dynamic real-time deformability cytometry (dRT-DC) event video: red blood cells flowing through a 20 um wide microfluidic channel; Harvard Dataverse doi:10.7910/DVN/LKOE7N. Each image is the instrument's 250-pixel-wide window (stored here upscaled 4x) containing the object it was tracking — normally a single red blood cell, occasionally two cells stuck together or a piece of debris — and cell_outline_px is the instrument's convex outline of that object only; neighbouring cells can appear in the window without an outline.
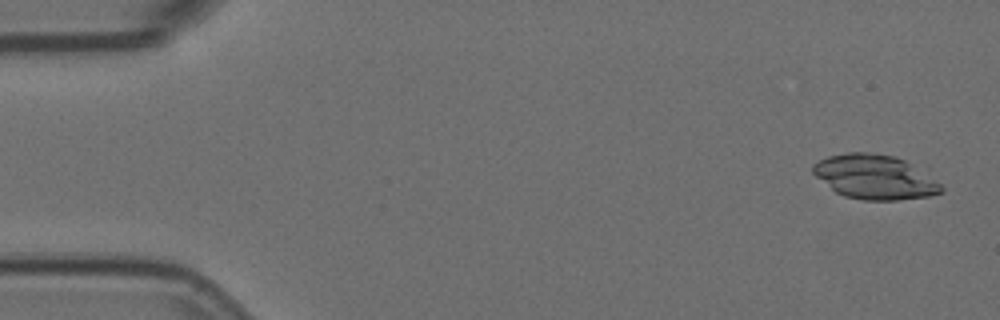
{"species": "Egyptian fruit bat (a non-hibernating species)", "species_latin": "Rousettus aegyptiacus", "temperature_condition": "room temperature", "stored_images_in_passage": 5, "camera_frame_rate_fps": 3000, "um_per_image_px": 0.085, "animal": {"sex": "female"}, "frame": {"image": 1, "passage_image": 1, "time_ms": 0.0, "image_size_px": [1000, 320], "cell_outline_px": [[944, 192], [928, 196], [896, 200], [864, 200], [844, 196], [836, 192], [816, 176], [812, 172], [812, 164], [828, 156], [848, 152], [872, 152], [896, 156], [928, 164], [944, 188]], "centroid_in_image_um": [74.55, 15.0], "position_along_channel_um": 10.5, "area_um2": 34.74}}